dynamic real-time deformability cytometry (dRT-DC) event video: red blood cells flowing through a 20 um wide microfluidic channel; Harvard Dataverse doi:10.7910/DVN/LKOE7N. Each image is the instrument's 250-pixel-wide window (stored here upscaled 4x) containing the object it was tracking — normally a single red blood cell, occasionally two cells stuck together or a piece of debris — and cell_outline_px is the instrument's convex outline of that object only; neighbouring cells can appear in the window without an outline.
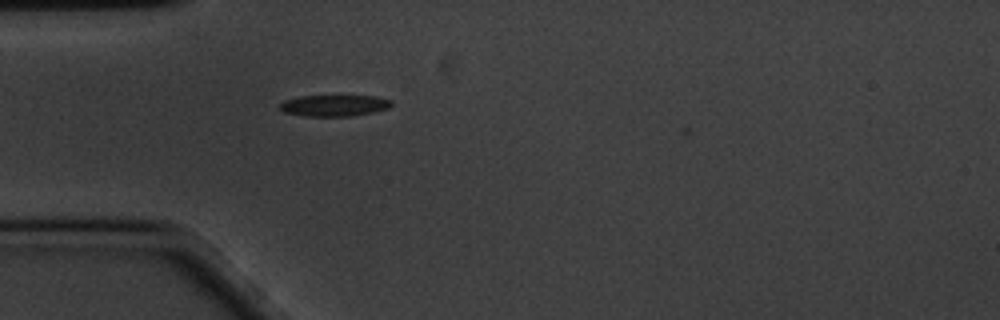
{"species": "common noctule bat (a hibernating species)", "species_latin": "Nyctalus noctula", "temperature_condition": "cold", "stored_images_in_passage": 43, "camera_frame_rate_fps": 3000, "um_per_image_px": 0.085, "animal": {"sex": "male", "body_mass_g": 20.1, "forearm_length_mm": 53.5}, "frame": {"image": 1, "passage_image": 1, "time_ms": 0.0, "image_size_px": [1000, 320], "cell_outline_px": [[392, 104], [388, 108], [372, 112], [352, 116], [304, 116], [284, 112], [280, 108], [280, 104], [284, 100], [300, 96], [376, 96], [392, 100]], "centroid_in_image_um": [28.41, 8.97], "position_along_channel_um": 56.6, "area_um2": 13.81}}
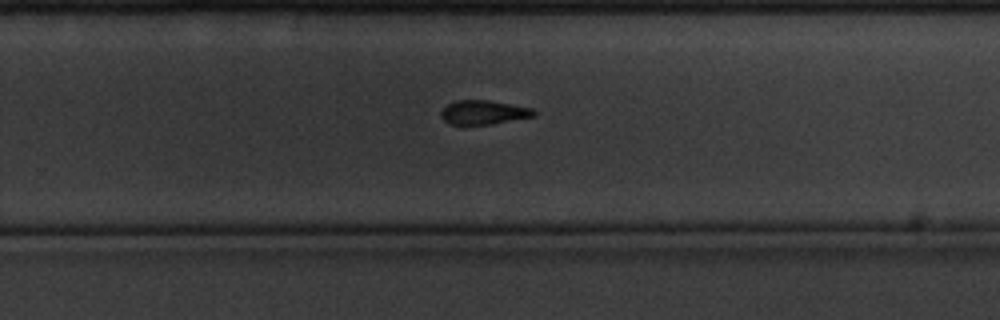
{"frame": {"image": 2, "passage_image": 22, "time_ms": 7.0, "image_size_px": [1000, 320], "cell_outline_px": [[536, 116], [492, 124], [448, 124], [440, 116], [440, 112], [448, 104], [456, 100], [488, 100], [532, 108], [536, 112]], "centroid_in_image_um": [41.1, 9.55], "position_along_channel_um": 288.7, "area_um2": 13.01}}
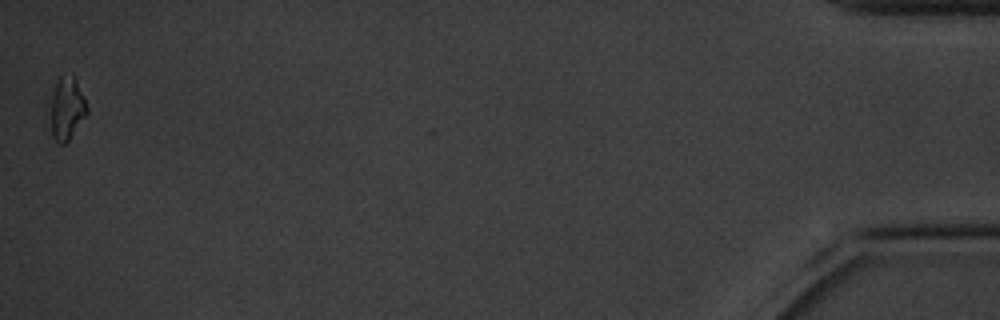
{"frame": {"image": 3, "passage_image": 43, "time_ms": 14.0, "image_size_px": [1000, 320], "cell_outline_px": [[88, 112], [68, 140], [64, 144], [60, 144], [52, 136], [52, 96], [56, 84], [60, 76], [72, 72], [84, 96], [88, 108]], "centroid_in_image_um": [5.72, 9.17], "position_along_channel_um": 429.5, "area_um2": 13.01}, "authors_computed_cell_mechanics": {"area_um2": 13.6408, "velocity_mm_per_s": 3.3748, "shape_relaxation_time_tau1_ms": 7.5093, "shape_relaxation_time_tau2_ms": 5.105, "deformation_change_tau1": 0.1699, "deformation_change_tau2": 0.1327}}